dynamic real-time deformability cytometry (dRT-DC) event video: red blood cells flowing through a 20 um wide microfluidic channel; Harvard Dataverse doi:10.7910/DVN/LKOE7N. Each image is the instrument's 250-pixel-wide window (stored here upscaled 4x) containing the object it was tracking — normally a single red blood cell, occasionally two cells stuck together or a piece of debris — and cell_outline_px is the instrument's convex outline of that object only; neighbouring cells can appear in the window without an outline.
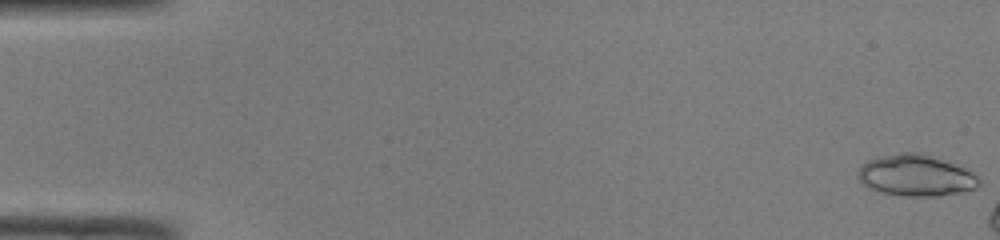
{"species": "common noctule bat (a hibernating species)", "species_latin": "Nyctalus noctula", "temperature_condition": "room temperature", "stored_images_in_passage": 17, "camera_frame_rate_fps": 3000, "um_per_image_px": 0.085, "animal": {"sex": "male", "body_mass_g": 19.0, "forearm_length_mm": 50.8}, "frame": {"image": 1, "passage_image": 1, "time_ms": 0.0, "image_size_px": [1000, 240], "cell_outline_px": [[980, 184], [976, 188], [960, 192], [936, 196], [904, 196], [884, 192], [868, 188], [856, 176], [856, 172], [868, 160], [880, 156], [900, 152], [920, 152], [932, 156], [964, 168], [972, 172], [980, 180]], "centroid_in_image_um": [77.83, 14.91], "position_along_channel_um": 7.2, "area_um2": 28.96}}